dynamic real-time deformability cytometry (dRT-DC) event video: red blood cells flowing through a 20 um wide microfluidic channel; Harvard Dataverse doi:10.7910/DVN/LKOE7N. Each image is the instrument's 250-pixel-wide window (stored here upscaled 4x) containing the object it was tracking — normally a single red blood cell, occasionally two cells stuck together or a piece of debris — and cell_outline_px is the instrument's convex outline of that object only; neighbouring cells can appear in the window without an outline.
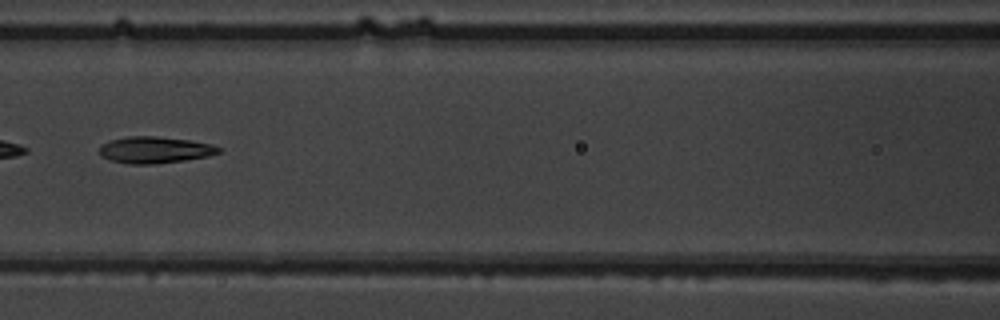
{"species": "common noctule bat (a hibernating species)", "species_latin": "Nyctalus noctula", "temperature_condition": "warm", "stored_images_in_passage": 18, "camera_frame_rate_fps": 3000, "um_per_image_px": 0.085, "animal": {"sex": "male", "body_mass_g": 19.5, "forearm_length_mm": 54.6}, "frame": {"image": 1, "passage_image": 8, "time_ms": 2.333, "image_size_px": [1000, 320], "cell_outline_px": [[224, 148], [220, 152], [208, 156], [184, 160], [152, 164], [128, 164], [112, 160], [100, 156], [100, 144], [108, 140], [128, 136], [156, 136], [188, 140], [212, 144]], "centroid_in_image_um": [13.15, 12.73], "position_along_channel_um": 153.4, "area_um2": 18.55}}
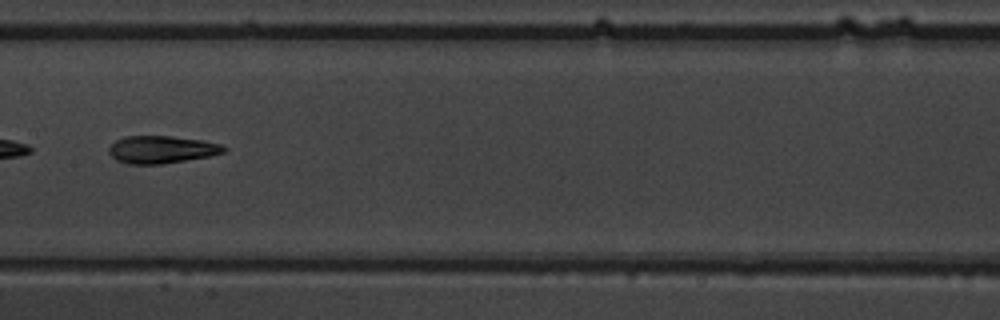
{"frame": {"image": 2, "passage_image": 11, "time_ms": 3.333, "image_size_px": [1000, 320], "cell_outline_px": [[228, 148], [224, 152], [208, 156], [164, 164], [128, 164], [116, 160], [108, 152], [108, 148], [116, 140], [124, 136], [172, 136], [200, 140], [220, 144]], "centroid_in_image_um": [13.7, 12.71], "position_along_channel_um": 193.7, "area_um2": 18.38}}